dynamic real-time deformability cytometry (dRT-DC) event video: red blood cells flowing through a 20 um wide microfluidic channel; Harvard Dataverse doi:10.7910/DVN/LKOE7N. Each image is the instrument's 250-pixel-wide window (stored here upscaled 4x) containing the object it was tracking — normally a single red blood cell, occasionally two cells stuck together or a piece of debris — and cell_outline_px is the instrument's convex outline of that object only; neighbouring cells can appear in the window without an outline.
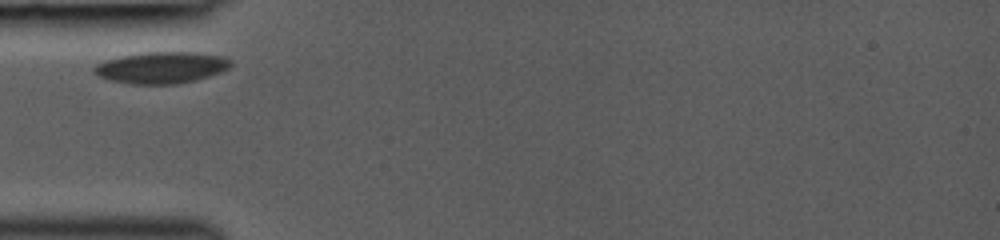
{"species": "common noctule bat (a hibernating species)", "species_latin": "Nyctalus noctula", "temperature_condition": "room temperature", "stored_images_in_passage": 16, "camera_frame_rate_fps": 3000, "um_per_image_px": 0.085, "animal": {"sex": "female", "body_mass_g": 19.0, "forearm_length_mm": 53.3}, "frame": {"image": 1, "passage_image": 1, "time_ms": 0.0, "image_size_px": [1000, 240], "cell_outline_px": [[232, 64], [228, 68], [220, 72], [208, 76], [176, 84], [132, 84], [112, 80], [100, 76], [92, 72], [92, 68], [96, 64], [104, 60], [120, 56], [144, 52], [196, 52], [220, 56], [232, 60]], "centroid_in_image_um": [13.69, 5.73], "position_along_channel_um": 71.3, "area_um2": 24.97}}
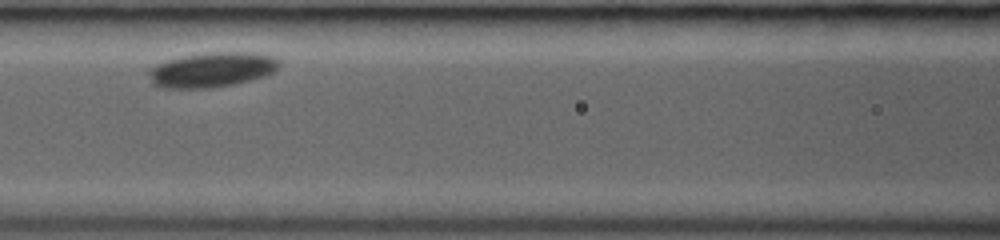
{"frame": {"image": 2, "passage_image": 10, "time_ms": 2.0, "image_size_px": [1000, 240], "cell_outline_px": [[280, 64], [272, 72], [264, 76], [232, 84], [208, 88], [164, 88], [152, 84], [148, 72], [152, 68], [168, 60], [184, 56], [208, 52], [256, 52], [272, 56], [280, 60]], "centroid_in_image_um": [18.03, 5.92], "position_along_channel_um": 148.6, "area_um2": 26.18}}
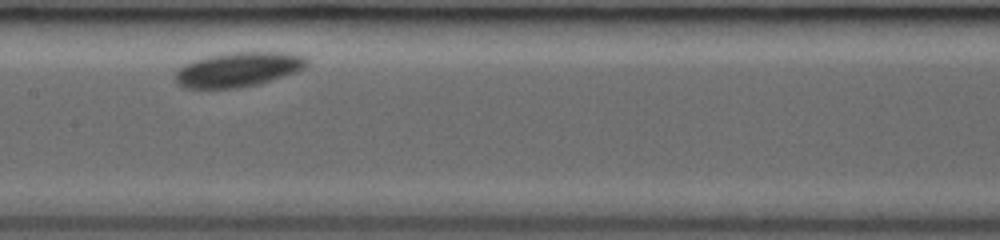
{"frame": {"image": 3, "passage_image": 15, "time_ms": 3.0, "image_size_px": [1000, 240], "cell_outline_px": [[308, 64], [304, 68], [296, 72], [260, 84], [236, 88], [184, 88], [176, 80], [176, 72], [184, 64], [208, 56], [228, 52], [288, 52], [308, 56]], "centroid_in_image_um": [20.32, 5.89], "position_along_channel_um": 187.1, "area_um2": 26.59}}